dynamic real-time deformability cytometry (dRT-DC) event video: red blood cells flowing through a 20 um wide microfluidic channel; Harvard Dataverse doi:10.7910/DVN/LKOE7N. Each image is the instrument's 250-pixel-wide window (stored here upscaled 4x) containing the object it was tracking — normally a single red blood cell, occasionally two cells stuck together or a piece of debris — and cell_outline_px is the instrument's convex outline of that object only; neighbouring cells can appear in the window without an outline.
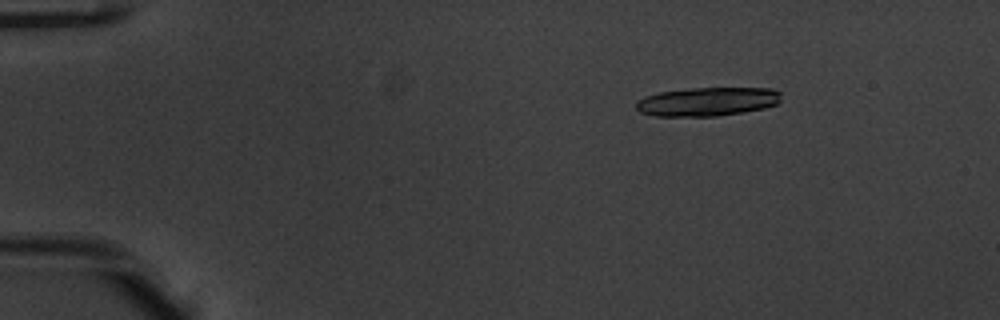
{"species": "common noctule bat (a hibernating species)", "species_latin": "Nyctalus noctula", "temperature_condition": "warm", "stored_images_in_passage": 13, "camera_frame_rate_fps": 3000, "um_per_image_px": 0.085, "animal": {"sex": "male", "body_mass_g": 20.1, "forearm_length_mm": 53.5}, "frame": {"image": 1, "passage_image": 2, "time_ms": 0.333, "image_size_px": [1000, 320], "cell_outline_px": [[780, 100], [776, 104], [764, 108], [744, 112], [716, 116], [656, 116], [640, 112], [636, 108], [636, 100], [644, 96], [660, 92], [692, 88], [772, 88], [780, 92]], "centroid_in_image_um": [60.11, 8.64], "position_along_channel_um": 24.9, "area_um2": 24.33}}